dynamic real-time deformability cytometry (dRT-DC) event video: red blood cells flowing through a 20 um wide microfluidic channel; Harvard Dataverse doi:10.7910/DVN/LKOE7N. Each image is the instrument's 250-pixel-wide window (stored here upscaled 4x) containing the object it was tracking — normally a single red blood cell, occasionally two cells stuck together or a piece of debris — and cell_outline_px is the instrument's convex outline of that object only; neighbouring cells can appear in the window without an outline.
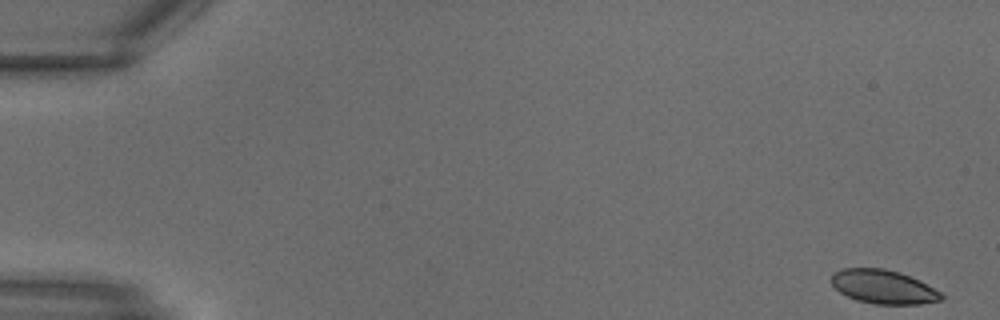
{"species": "common noctule bat (a hibernating species)", "species_latin": "Nyctalus noctula", "temperature_condition": "warm", "stored_images_in_passage": 15, "camera_frame_rate_fps": 3000, "um_per_image_px": 0.085, "animal": {"sex": "male", "body_mass_g": 18.8}, "frame": {"image": 1, "passage_image": 1, "time_ms": 0.0, "image_size_px": [1000, 320], "cell_outline_px": [[944, 296], [940, 300], [920, 304], [876, 304], [856, 300], [840, 292], [832, 284], [832, 272], [840, 268], [884, 268], [900, 272], [920, 280], [940, 292]], "centroid_in_image_um": [75.07, 24.36], "position_along_channel_um": 9.9, "area_um2": 21.68}}
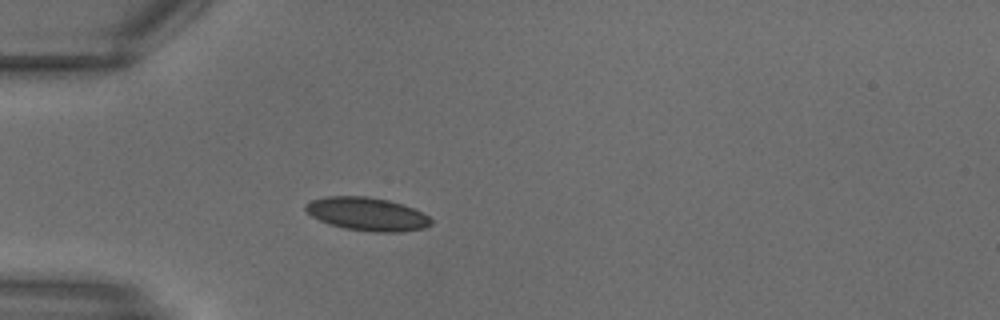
{"frame": {"image": 2, "passage_image": 9, "time_ms": 2.667, "image_size_px": [1000, 320], "cell_outline_px": [[432, 224], [424, 228], [400, 232], [372, 232], [344, 228], [328, 224], [312, 216], [304, 208], [304, 204], [312, 200], [324, 196], [368, 196], [388, 200], [404, 204], [428, 216], [432, 220]], "centroid_in_image_um": [31.19, 18.19], "position_along_channel_um": 53.8, "area_um2": 24.39}}
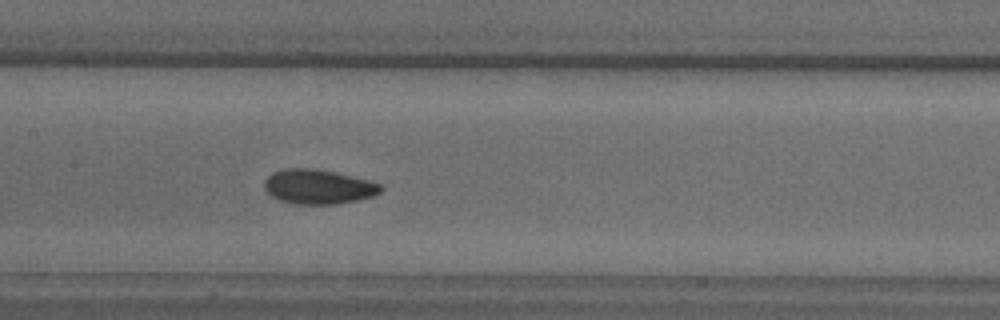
{"frame": {"image": 3, "passage_image": 15, "time_ms": 4.667, "image_size_px": [1000, 320], "cell_outline_px": [[384, 188], [380, 192], [372, 196], [356, 200], [336, 204], [296, 204], [280, 200], [272, 196], [264, 188], [264, 180], [272, 172], [284, 168], [312, 168], [336, 172], [368, 180], [380, 184]], "centroid_in_image_um": [27.03, 15.86], "position_along_channel_um": 180.4, "area_um2": 23.41}}